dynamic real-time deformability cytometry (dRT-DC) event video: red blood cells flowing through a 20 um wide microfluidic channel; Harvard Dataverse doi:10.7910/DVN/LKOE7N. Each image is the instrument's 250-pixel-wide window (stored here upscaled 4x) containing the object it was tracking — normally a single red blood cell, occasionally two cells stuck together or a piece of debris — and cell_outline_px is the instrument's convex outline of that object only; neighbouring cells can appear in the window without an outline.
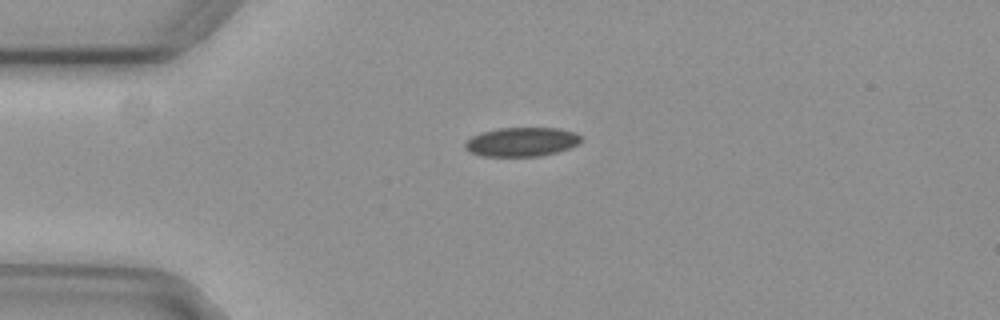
{"species": "common noctule bat (a hibernating species)", "species_latin": "Nyctalus noctula", "temperature_condition": "cold", "stored_images_in_passage": 43, "camera_frame_rate_fps": 3000, "um_per_image_px": 0.085, "animal": {"sex": "female", "body_mass_g": 29.2, "forearm_length_mm": 56.3}, "frame": {"image": 1, "passage_image": 1, "time_ms": 0.0, "image_size_px": [1000, 320], "cell_outline_px": [[580, 140], [576, 144], [568, 148], [556, 152], [540, 156], [480, 156], [464, 148], [464, 144], [472, 136], [484, 132], [500, 128], [556, 128], [576, 132], [580, 136]], "centroid_in_image_um": [44.33, 12.06], "position_along_channel_um": 40.7, "area_um2": 19.36}}
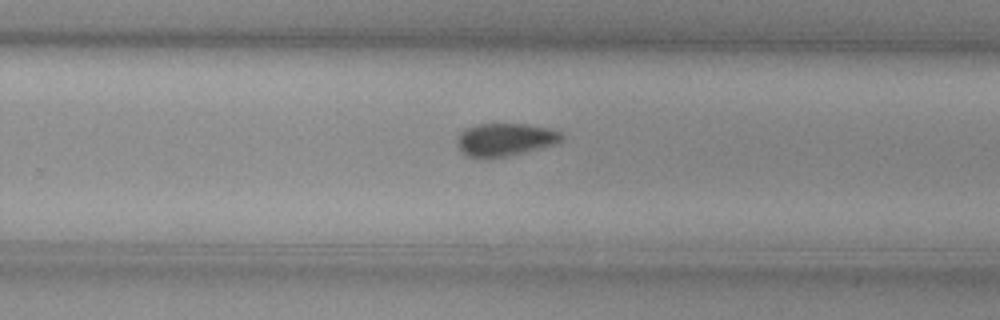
{"frame": {"image": 2, "passage_image": 23, "time_ms": 7.333, "image_size_px": [1000, 320], "cell_outline_px": [[564, 136], [560, 140], [552, 144], [540, 148], [512, 156], [492, 160], [476, 160], [460, 152], [456, 144], [456, 136], [460, 132], [476, 124], [528, 124], [548, 128], [560, 132]], "centroid_in_image_um": [42.83, 11.91], "position_along_channel_um": 287.0, "area_um2": 20.63}}
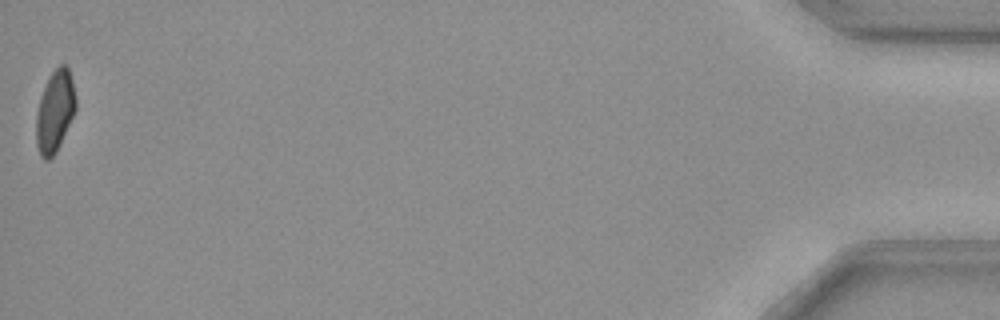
{"frame": {"image": 3, "passage_image": 43, "time_ms": 14.0, "image_size_px": [1000, 320], "cell_outline_px": [[76, 108], [56, 152], [48, 160], [44, 160], [40, 156], [36, 144], [36, 116], [40, 96], [48, 76], [60, 64], [64, 64], [68, 68], [72, 80], [76, 100]], "centroid_in_image_um": [4.64, 9.45], "position_along_channel_um": 430.6, "area_um2": 18.73}, "authors_computed_cell_mechanics": {"area_um2": 20.1722, "velocity_mm_per_s": 3.7229, "shape_relaxation_time_tau1_ms": 8.0344, "shape_relaxation_time_tau2_ms": null, "deformation_change_tau1": 0.1378, "deformation_change_tau2": null}}